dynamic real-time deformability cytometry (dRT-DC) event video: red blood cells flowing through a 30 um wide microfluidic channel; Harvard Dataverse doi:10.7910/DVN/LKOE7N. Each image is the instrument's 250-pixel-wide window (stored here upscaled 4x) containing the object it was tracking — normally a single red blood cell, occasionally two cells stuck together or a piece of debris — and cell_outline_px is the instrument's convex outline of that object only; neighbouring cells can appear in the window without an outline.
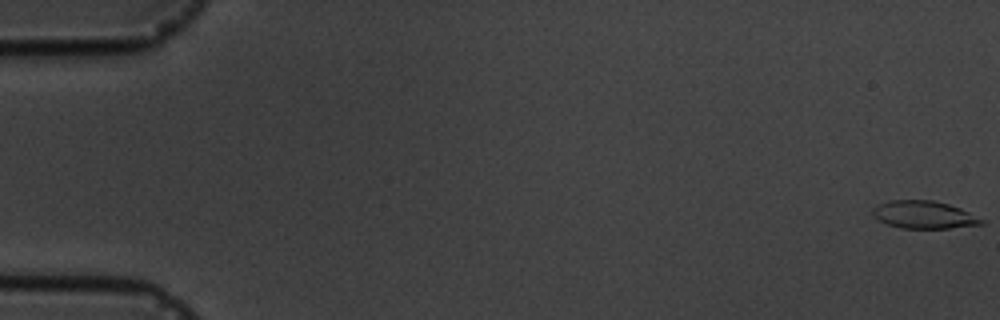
{"species": "common noctule bat (a hibernating species)", "species_latin": "Nyctalus noctula", "temperature_condition": "cold", "stored_images_in_passage": 5, "camera_frame_rate_fps": 3000, "um_per_image_px": 0.085, "animal": {"sex": "male", "body_mass_g": 19.5, "forearm_length_mm": 54.6}, "frame": {"image": 1, "passage_image": 1, "time_ms": 0.0, "image_size_px": [1000, 320], "cell_outline_px": [[984, 224], [948, 228], [900, 228], [888, 224], [872, 216], [872, 208], [888, 200], [932, 200], [948, 204], [960, 208], [984, 220]], "centroid_in_image_um": [78.51, 18.25], "position_along_channel_um": 6.5, "area_um2": 17.4}}
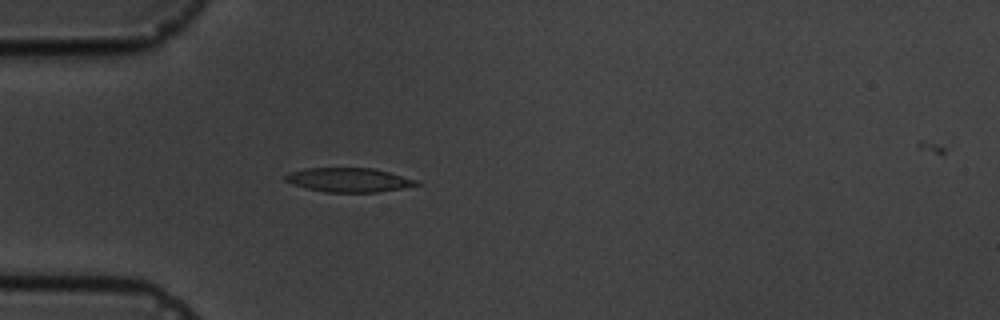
{"frame": {"image": 2, "passage_image": 5, "time_ms": 5.333, "image_size_px": [1000, 320], "cell_outline_px": [[420, 184], [400, 188], [376, 192], [324, 192], [304, 188], [292, 184], [284, 180], [284, 176], [288, 172], [308, 168], [372, 168], [388, 172], [416, 180]], "centroid_in_image_um": [29.56, 15.29], "position_along_channel_um": 55.4, "area_um2": 18.26}}